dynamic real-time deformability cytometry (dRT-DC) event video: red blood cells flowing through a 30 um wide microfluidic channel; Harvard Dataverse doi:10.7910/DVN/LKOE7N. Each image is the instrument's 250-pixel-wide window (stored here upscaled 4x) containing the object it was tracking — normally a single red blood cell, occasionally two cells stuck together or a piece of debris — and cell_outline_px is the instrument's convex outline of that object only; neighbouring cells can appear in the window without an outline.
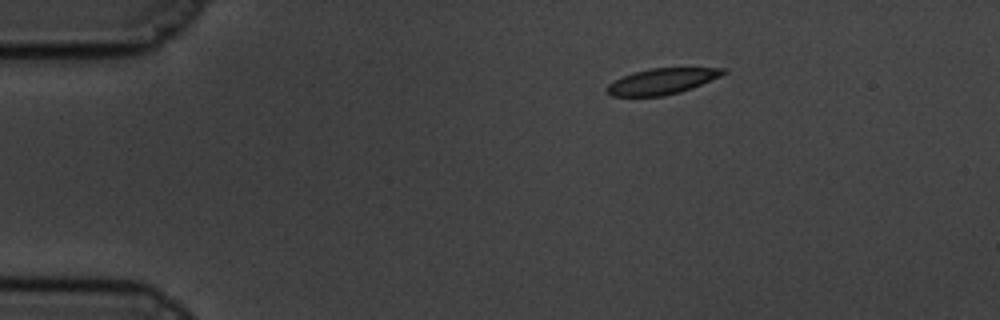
{"species": "common noctule bat (a hibernating species)", "species_latin": "Nyctalus noctula", "temperature_condition": "cold", "stored_images_in_passage": 50, "camera_frame_rate_fps": 3000, "um_per_image_px": 0.085, "animal": {"sex": "male", "body_mass_g": 19.5, "forearm_length_mm": 54.6}, "frame": {"image": 1, "passage_image": 1, "time_ms": 0.0, "image_size_px": [1000, 320], "cell_outline_px": [[728, 72], [720, 76], [692, 88], [680, 92], [664, 96], [612, 96], [608, 92], [608, 84], [624, 76], [636, 72], [652, 68], [728, 68]], "centroid_in_image_um": [56.32, 6.91], "position_along_channel_um": 28.7, "area_um2": 17.22}}
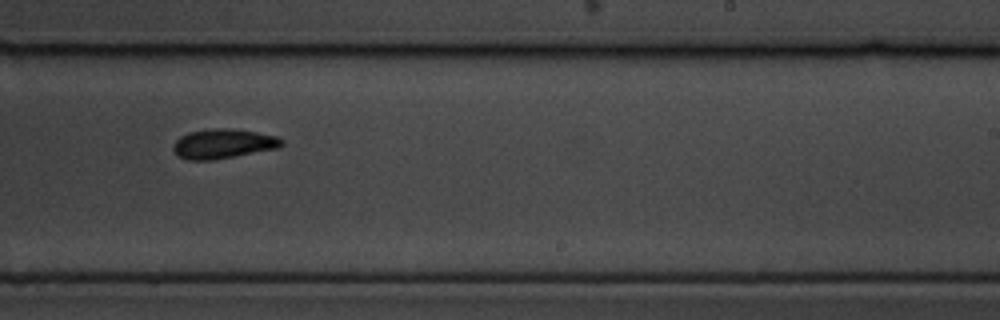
{"frame": {"image": 2, "passage_image": 28, "time_ms": 9.0, "image_size_px": [1000, 320], "cell_outline_px": [[284, 144], [280, 148], [212, 160], [188, 160], [180, 156], [172, 148], [172, 144], [180, 136], [188, 132], [208, 128], [228, 128], [256, 132], [276, 136], [284, 140]], "centroid_in_image_um": [18.98, 12.21], "position_along_channel_um": 270.0, "area_um2": 18.79}}
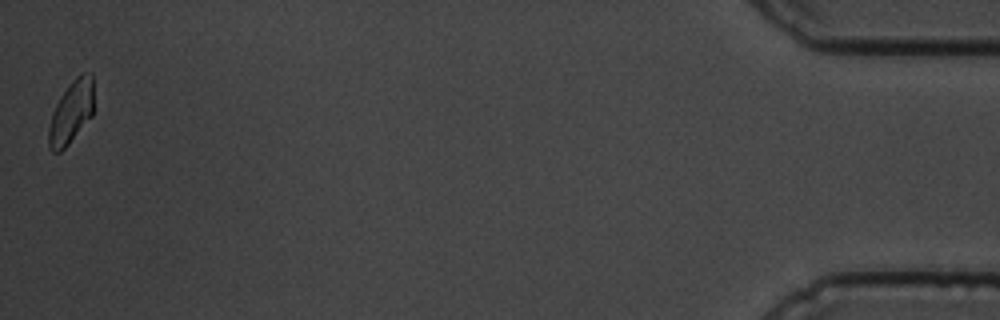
{"frame": {"image": 3, "passage_image": 50, "time_ms": 16.333, "image_size_px": [1000, 320], "cell_outline_px": [[92, 116], [68, 144], [60, 152], [52, 152], [48, 148], [48, 128], [52, 112], [60, 96], [72, 80], [80, 72], [92, 72]], "centroid_in_image_um": [6.03, 9.53], "position_along_channel_um": 429.2, "area_um2": 16.47}, "authors_computed_cell_mechanics": {"area_um2": 18.3515, "velocity_mm_per_s": 3.371, "shape_relaxation_time_tau1_ms": 5.6641, "shape_relaxation_time_tau2_ms": 6.18, "deformation_change_tau1": 0.0966, "deformation_change_tau2": 0.0908}}